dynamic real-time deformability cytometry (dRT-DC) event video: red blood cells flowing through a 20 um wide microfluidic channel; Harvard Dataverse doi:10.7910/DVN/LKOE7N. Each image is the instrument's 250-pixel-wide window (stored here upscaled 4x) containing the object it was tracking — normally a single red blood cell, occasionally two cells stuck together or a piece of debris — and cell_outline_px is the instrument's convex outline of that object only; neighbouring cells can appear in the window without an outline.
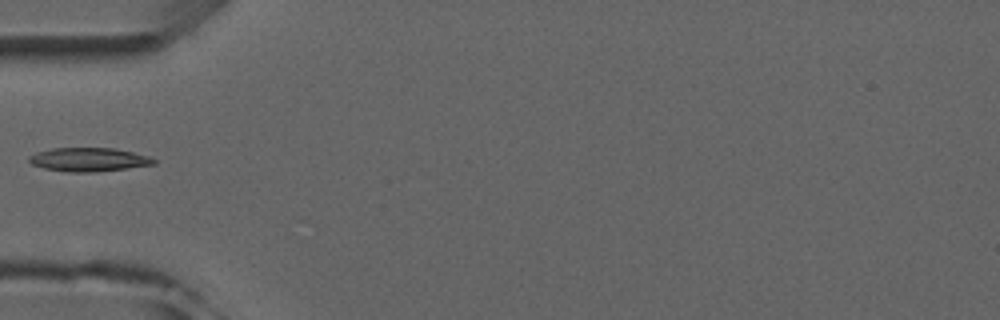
{"species": "common noctule bat (a hibernating species)", "species_latin": "Nyctalus noctula", "temperature_condition": "room temperature", "stored_images_in_passage": 5, "camera_frame_rate_fps": 3000, "um_per_image_px": 0.085, "animal": {"sex": "male", "forearm_length_mm": 52.5}, "frame": {"image": 1, "passage_image": 4, "time_ms": 3.333, "image_size_px": [1000, 320], "cell_outline_px": [[156, 164], [96, 172], [68, 172], [44, 168], [32, 164], [28, 160], [28, 156], [36, 152], [52, 148], [116, 148], [148, 156], [156, 160]], "centroid_in_image_um": [7.52, 13.56], "position_along_channel_um": 77.5, "area_um2": 17.22}}
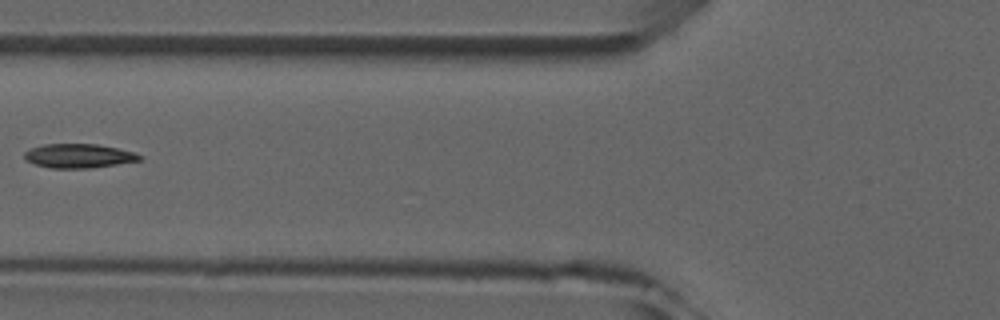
{"frame": {"image": 2, "passage_image": 5, "time_ms": 4.333, "image_size_px": [1000, 320], "cell_outline_px": [[140, 160], [92, 168], [52, 168], [36, 164], [28, 160], [24, 156], [24, 152], [32, 148], [44, 144], [96, 144], [116, 148], [132, 152], [140, 156]], "centroid_in_image_um": [6.66, 13.25], "position_along_channel_um": 119.1, "area_um2": 15.78}}